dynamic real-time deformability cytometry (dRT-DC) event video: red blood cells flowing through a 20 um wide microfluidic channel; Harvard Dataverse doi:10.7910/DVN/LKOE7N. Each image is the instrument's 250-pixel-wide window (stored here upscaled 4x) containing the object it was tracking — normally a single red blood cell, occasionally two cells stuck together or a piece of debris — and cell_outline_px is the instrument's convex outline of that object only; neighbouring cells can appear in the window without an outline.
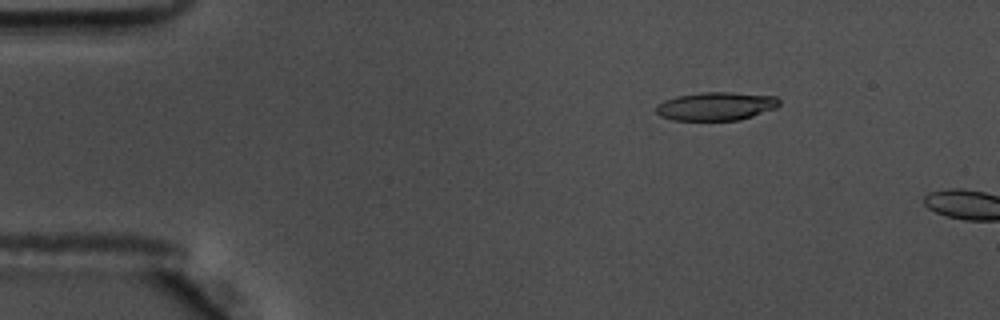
{"species": "common noctule bat (a hibernating species)", "species_latin": "Nyctalus noctula", "temperature_condition": "warm", "stored_images_in_passage": 12, "camera_frame_rate_fps": 3000, "um_per_image_px": 0.085, "animal": {"sex": "male", "body_mass_g": 17.5, "forearm_length_mm": 52.3}, "frame": {"image": 1, "passage_image": 9, "time_ms": 2.667, "image_size_px": [1000, 320], "cell_outline_px": [[780, 104], [776, 108], [740, 120], [672, 120], [660, 116], [656, 112], [656, 104], [664, 100], [676, 96], [700, 92], [732, 92], [776, 96], [780, 100]], "centroid_in_image_um": [60.85, 9.02], "position_along_channel_um": 24.2, "area_um2": 20.52}}